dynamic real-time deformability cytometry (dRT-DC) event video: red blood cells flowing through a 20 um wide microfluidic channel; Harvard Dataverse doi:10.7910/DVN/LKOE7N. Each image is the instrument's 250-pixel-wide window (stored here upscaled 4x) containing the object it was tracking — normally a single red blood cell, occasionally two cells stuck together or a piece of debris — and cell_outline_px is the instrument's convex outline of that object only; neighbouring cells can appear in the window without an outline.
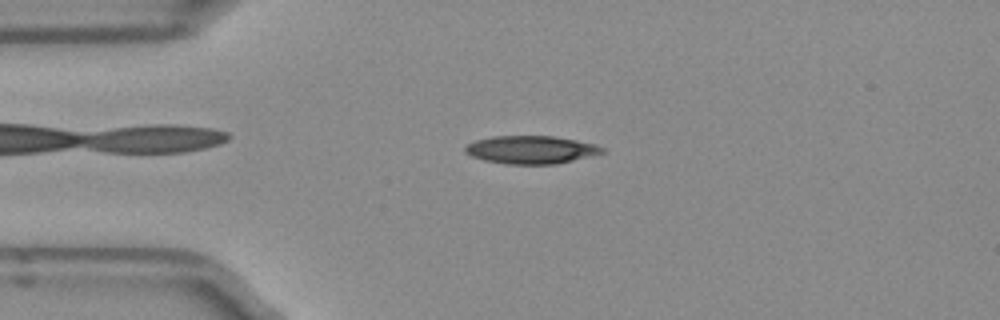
{"species": "Egyptian fruit bat (a non-hibernating species)", "species_latin": "Rousettus aegyptiacus", "temperature_condition": "room temperature", "stored_images_in_passage": 49, "camera_frame_rate_fps": 3000, "um_per_image_px": 0.085, "frame": {"image": 1, "passage_image": 10, "time_ms": 3.0, "image_size_px": [1000, 320], "cell_outline_px": [[604, 152], [556, 164], [504, 164], [484, 160], [472, 156], [464, 152], [464, 148], [468, 144], [476, 140], [492, 136], [552, 136], [576, 140], [596, 144], [604, 148]], "centroid_in_image_um": [45.1, 12.72], "position_along_channel_um": 39.9, "area_um2": 22.2}}
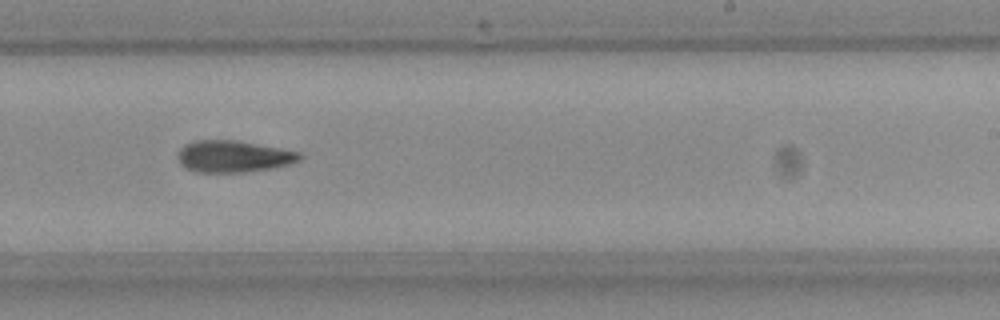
{"frame": {"image": 2, "passage_image": 29, "time_ms": 9.333, "image_size_px": [1000, 320], "cell_outline_px": [[304, 156], [300, 160], [288, 164], [268, 168], [244, 172], [196, 172], [180, 164], [180, 148], [184, 144], [196, 140], [236, 140], [280, 148], [300, 152]], "centroid_in_image_um": [19.86, 13.28], "position_along_channel_um": 269.1, "area_um2": 22.25}}
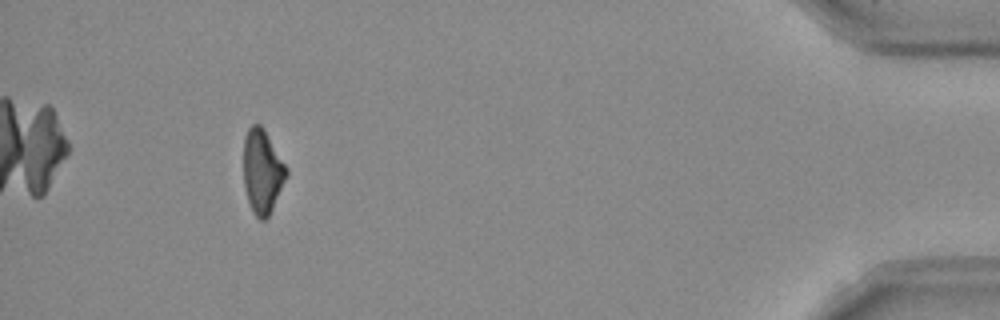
{"frame": {"image": 3, "passage_image": 45, "time_ms": 14.667, "image_size_px": [1000, 320], "cell_outline_px": [[288, 172], [272, 208], [268, 216], [264, 220], [260, 220], [252, 212], [248, 200], [244, 184], [244, 136], [248, 128], [252, 124], [260, 124], [264, 128], [288, 168]], "centroid_in_image_um": [22.29, 14.53], "position_along_channel_um": 412.9, "area_um2": 20.81}, "authors_computed_cell_mechanics": {"area_um2": 21.964, "velocity_mm_per_s": 3.9777, "shape_relaxation_time_tau1_ms": 4.7699, "shape_relaxation_time_tau2_ms": null, "deformation_change_tau1": 0.1616, "deformation_change_tau2": null}}